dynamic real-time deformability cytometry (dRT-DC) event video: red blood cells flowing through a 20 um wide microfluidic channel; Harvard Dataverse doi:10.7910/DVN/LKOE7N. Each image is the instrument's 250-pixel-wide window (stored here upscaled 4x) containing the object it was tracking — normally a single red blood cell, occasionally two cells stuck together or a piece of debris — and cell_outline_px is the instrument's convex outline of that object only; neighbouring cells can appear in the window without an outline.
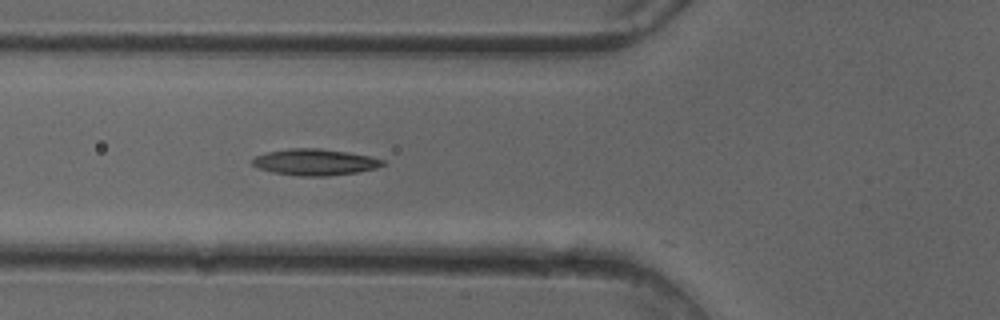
{"species": "common noctule bat (a hibernating species)", "species_latin": "Nyctalus noctula", "temperature_condition": "cold", "stored_images_in_passage": 34, "camera_frame_rate_fps": 3000, "um_per_image_px": 0.085, "animal": {"sex": "female"}, "frame": {"image": 1, "passage_image": 2, "time_ms": 0.333, "image_size_px": [1000, 320], "cell_outline_px": [[388, 164], [376, 168], [356, 172], [328, 176], [300, 176], [272, 172], [260, 168], [252, 164], [252, 160], [256, 156], [268, 152], [288, 148], [320, 148], [348, 152], [368, 156], [384, 160]], "centroid_in_image_um": [26.79, 13.78], "position_along_channel_um": 99.0, "area_um2": 19.94}}
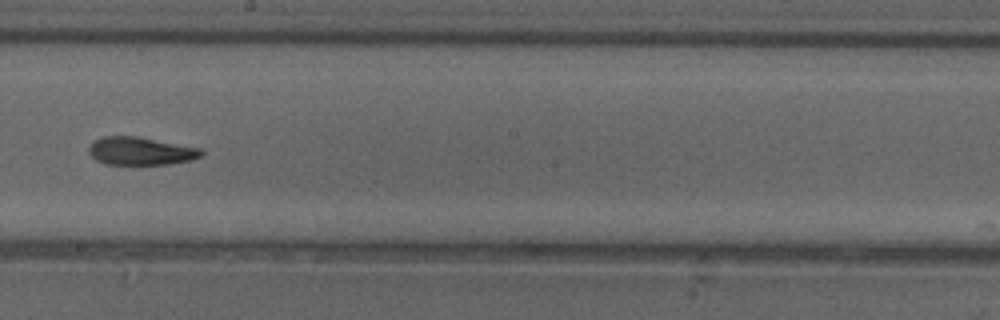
{"frame": {"image": 2, "passage_image": 12, "time_ms": 3.667, "image_size_px": [1000, 320], "cell_outline_px": [[204, 156], [192, 160], [168, 164], [108, 164], [96, 160], [88, 152], [88, 148], [96, 140], [104, 136], [136, 136], [204, 148]], "centroid_in_image_um": [12.04, 12.84], "position_along_channel_um": 236.2, "area_um2": 18.44}}
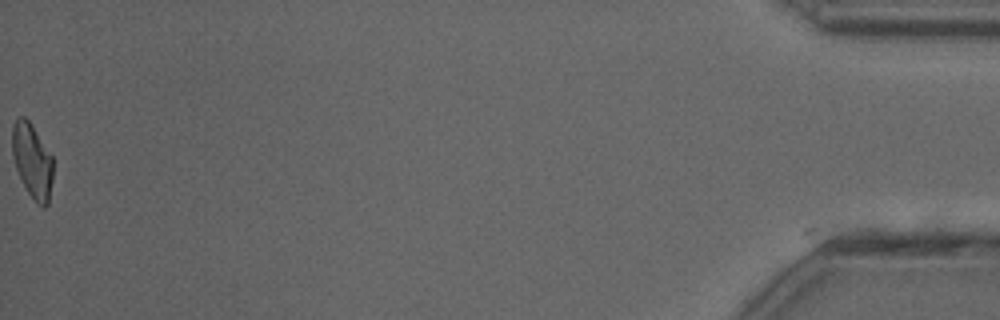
{"frame": {"image": 3, "passage_image": 34, "time_ms": 11.0, "image_size_px": [1000, 320], "cell_outline_px": [[52, 180], [48, 204], [44, 208], [36, 204], [28, 192], [16, 168], [12, 156], [12, 124], [20, 116], [24, 116], [32, 124], [52, 156]], "centroid_in_image_um": [2.73, 13.66], "position_along_channel_um": 432.5, "area_um2": 17.69}, "authors_computed_cell_mechanics": {"area_um2": 18.5249, "velocity_mm_per_s": 4.0917, "shape_relaxation_time_tau1_ms": 7.2905, "shape_relaxation_time_tau2_ms": 3.7801, "deformation_change_tau1": 0.1889, "deformation_change_tau2": 0.1172}}